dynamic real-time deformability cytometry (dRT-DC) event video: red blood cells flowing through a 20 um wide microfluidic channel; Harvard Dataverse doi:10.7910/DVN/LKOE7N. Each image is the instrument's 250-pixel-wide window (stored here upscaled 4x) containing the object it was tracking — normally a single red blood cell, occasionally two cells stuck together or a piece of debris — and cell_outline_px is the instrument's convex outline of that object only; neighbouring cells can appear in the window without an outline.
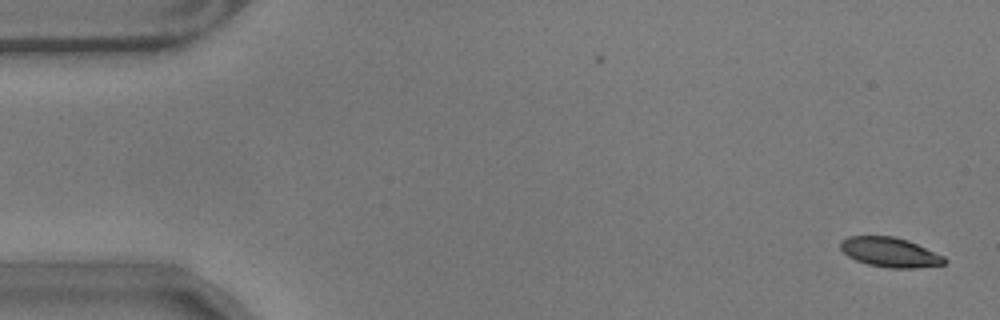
{"species": "common noctule bat (a hibernating species)", "species_latin": "Nyctalus noctula", "temperature_condition": "warm", "stored_images_in_passage": 16, "camera_frame_rate_fps": 3000, "um_per_image_px": 0.085, "animal": {"sex": "male", "body_mass_g": 17.9}, "frame": {"image": 1, "passage_image": 1, "time_ms": 0.0, "image_size_px": [1000, 320], "cell_outline_px": [[948, 260], [944, 264], [916, 268], [888, 268], [868, 264], [856, 260], [848, 256], [840, 248], [840, 240], [848, 236], [892, 236], [908, 240], [944, 256]], "centroid_in_image_um": [75.64, 21.44], "position_along_channel_um": 9.4, "area_um2": 17.98}}
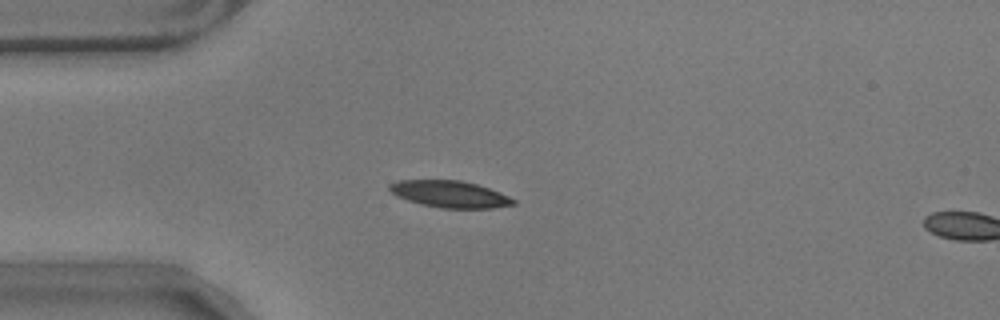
{"frame": {"image": 2, "passage_image": 14, "time_ms": 4.333, "image_size_px": [1000, 320], "cell_outline_px": [[516, 204], [492, 208], [440, 208], [420, 204], [396, 196], [388, 188], [388, 184], [396, 180], [460, 180], [476, 184], [500, 192], [516, 200]], "centroid_in_image_um": [38.21, 16.5], "position_along_channel_um": 46.8, "area_um2": 19.36}}